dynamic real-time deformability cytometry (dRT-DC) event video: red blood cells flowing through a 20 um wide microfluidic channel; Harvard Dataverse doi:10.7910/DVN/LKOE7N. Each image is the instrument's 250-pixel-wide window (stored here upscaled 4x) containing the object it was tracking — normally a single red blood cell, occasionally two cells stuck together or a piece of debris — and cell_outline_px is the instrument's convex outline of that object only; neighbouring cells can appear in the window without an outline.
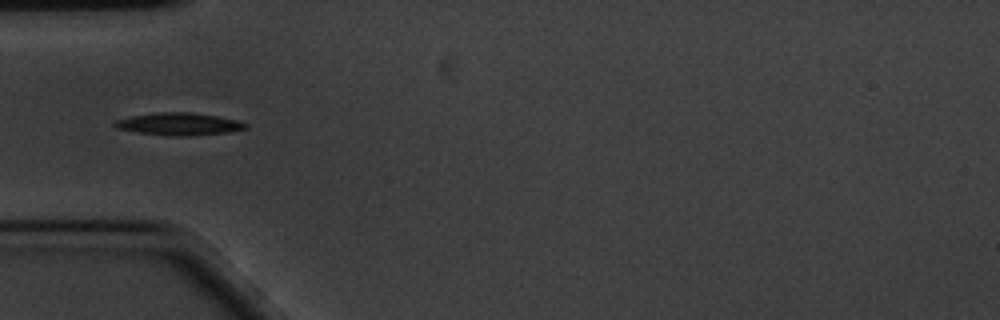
{"species": "common noctule bat (a hibernating species)", "species_latin": "Nyctalus noctula", "temperature_condition": "cold", "stored_images_in_passage": 41, "camera_frame_rate_fps": 3000, "um_per_image_px": 0.085, "animal": {"sex": "male", "body_mass_g": 20.1, "forearm_length_mm": 53.5}, "frame": {"image": 1, "passage_image": 1, "time_ms": 0.0, "image_size_px": [1000, 320], "cell_outline_px": [[248, 128], [228, 132], [188, 136], [168, 136], [136, 132], [116, 128], [112, 124], [116, 120], [132, 116], [156, 112], [192, 112], [216, 116], [236, 120], [248, 124]], "centroid_in_image_um": [15.19, 10.54], "position_along_channel_um": 69.8, "area_um2": 17.11}}
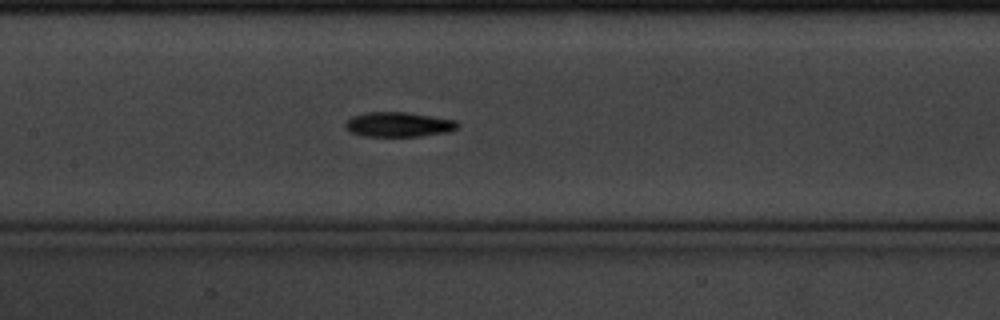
{"frame": {"image": 2, "passage_image": 10, "time_ms": 3.0, "image_size_px": [1000, 320], "cell_outline_px": [[460, 128], [448, 132], [420, 136], [364, 136], [348, 132], [344, 128], [344, 124], [352, 116], [364, 112], [408, 112], [456, 120], [460, 124]], "centroid_in_image_um": [33.88, 10.58], "position_along_channel_um": 173.5, "area_um2": 16.47}}
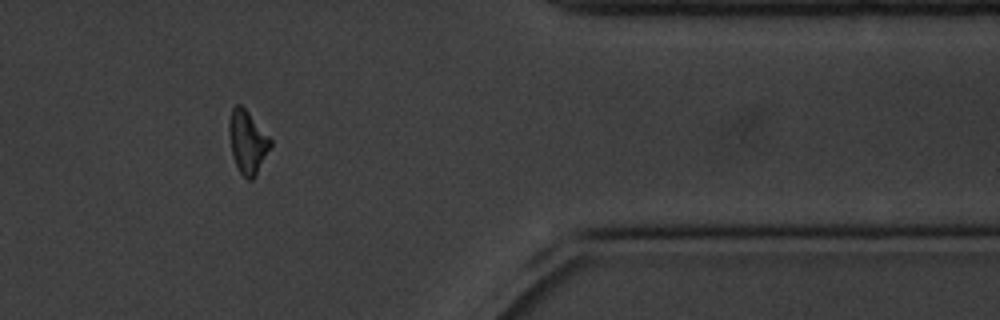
{"frame": {"image": 3, "passage_image": 31, "time_ms": 10.0, "image_size_px": [1000, 320], "cell_outline_px": [[272, 144], [256, 176], [252, 180], [248, 180], [240, 172], [236, 164], [232, 152], [228, 136], [228, 124], [232, 108], [236, 104], [240, 104], [248, 112], [272, 140]], "centroid_in_image_um": [21.03, 12.07], "position_along_channel_um": 390.4, "area_um2": 15.09}, "authors_computed_cell_mechanics": {"area_um2": 15.5482, "velocity_mm_per_s": 3.4226, "shape_relaxation_time_tau1_ms": 2.9192, "shape_relaxation_time_tau2_ms": null, "deformation_change_tau1": 0.1498, "deformation_change_tau2": null}}